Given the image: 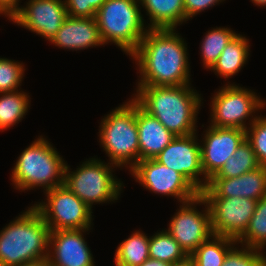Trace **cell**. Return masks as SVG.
Listing matches in <instances>:
<instances>
[{"instance_id": "obj_33", "label": "cell", "mask_w": 266, "mask_h": 266, "mask_svg": "<svg viewBox=\"0 0 266 266\" xmlns=\"http://www.w3.org/2000/svg\"><path fill=\"white\" fill-rule=\"evenodd\" d=\"M225 0H184L186 21Z\"/></svg>"}, {"instance_id": "obj_7", "label": "cell", "mask_w": 266, "mask_h": 266, "mask_svg": "<svg viewBox=\"0 0 266 266\" xmlns=\"http://www.w3.org/2000/svg\"><path fill=\"white\" fill-rule=\"evenodd\" d=\"M114 168L118 167L95 157L82 162L73 171L66 163L64 185L91 209L98 203L115 202L121 196L124 184L112 173Z\"/></svg>"}, {"instance_id": "obj_15", "label": "cell", "mask_w": 266, "mask_h": 266, "mask_svg": "<svg viewBox=\"0 0 266 266\" xmlns=\"http://www.w3.org/2000/svg\"><path fill=\"white\" fill-rule=\"evenodd\" d=\"M202 135L203 138L199 141L202 171L209 180L246 140V130L210 125Z\"/></svg>"}, {"instance_id": "obj_23", "label": "cell", "mask_w": 266, "mask_h": 266, "mask_svg": "<svg viewBox=\"0 0 266 266\" xmlns=\"http://www.w3.org/2000/svg\"><path fill=\"white\" fill-rule=\"evenodd\" d=\"M115 266H140L149 257V236L141 230L120 242L114 255Z\"/></svg>"}, {"instance_id": "obj_35", "label": "cell", "mask_w": 266, "mask_h": 266, "mask_svg": "<svg viewBox=\"0 0 266 266\" xmlns=\"http://www.w3.org/2000/svg\"><path fill=\"white\" fill-rule=\"evenodd\" d=\"M170 264L164 261L154 260L151 258H148L144 263H142L140 266H169Z\"/></svg>"}, {"instance_id": "obj_32", "label": "cell", "mask_w": 266, "mask_h": 266, "mask_svg": "<svg viewBox=\"0 0 266 266\" xmlns=\"http://www.w3.org/2000/svg\"><path fill=\"white\" fill-rule=\"evenodd\" d=\"M70 17L95 18L106 0H64Z\"/></svg>"}, {"instance_id": "obj_22", "label": "cell", "mask_w": 266, "mask_h": 266, "mask_svg": "<svg viewBox=\"0 0 266 266\" xmlns=\"http://www.w3.org/2000/svg\"><path fill=\"white\" fill-rule=\"evenodd\" d=\"M234 245L238 246L237 240L213 234L195 249L190 258L194 266H222Z\"/></svg>"}, {"instance_id": "obj_8", "label": "cell", "mask_w": 266, "mask_h": 266, "mask_svg": "<svg viewBox=\"0 0 266 266\" xmlns=\"http://www.w3.org/2000/svg\"><path fill=\"white\" fill-rule=\"evenodd\" d=\"M211 99L209 125L221 128L246 130L259 117L257 112L266 107L260 95L234 82L221 86Z\"/></svg>"}, {"instance_id": "obj_4", "label": "cell", "mask_w": 266, "mask_h": 266, "mask_svg": "<svg viewBox=\"0 0 266 266\" xmlns=\"http://www.w3.org/2000/svg\"><path fill=\"white\" fill-rule=\"evenodd\" d=\"M52 145L41 135L20 153L11 172V184L16 190L22 192L41 187L45 192L64 185L67 161Z\"/></svg>"}, {"instance_id": "obj_34", "label": "cell", "mask_w": 266, "mask_h": 266, "mask_svg": "<svg viewBox=\"0 0 266 266\" xmlns=\"http://www.w3.org/2000/svg\"><path fill=\"white\" fill-rule=\"evenodd\" d=\"M20 0H0V14L5 15L10 21L11 18L20 10Z\"/></svg>"}, {"instance_id": "obj_20", "label": "cell", "mask_w": 266, "mask_h": 266, "mask_svg": "<svg viewBox=\"0 0 266 266\" xmlns=\"http://www.w3.org/2000/svg\"><path fill=\"white\" fill-rule=\"evenodd\" d=\"M149 16V29H177L186 22L184 0H139Z\"/></svg>"}, {"instance_id": "obj_27", "label": "cell", "mask_w": 266, "mask_h": 266, "mask_svg": "<svg viewBox=\"0 0 266 266\" xmlns=\"http://www.w3.org/2000/svg\"><path fill=\"white\" fill-rule=\"evenodd\" d=\"M149 257L172 264L182 261L188 256L181 249L179 243L164 229L149 236Z\"/></svg>"}, {"instance_id": "obj_28", "label": "cell", "mask_w": 266, "mask_h": 266, "mask_svg": "<svg viewBox=\"0 0 266 266\" xmlns=\"http://www.w3.org/2000/svg\"><path fill=\"white\" fill-rule=\"evenodd\" d=\"M237 244L264 252L266 247V196L257 201L253 216Z\"/></svg>"}, {"instance_id": "obj_19", "label": "cell", "mask_w": 266, "mask_h": 266, "mask_svg": "<svg viewBox=\"0 0 266 266\" xmlns=\"http://www.w3.org/2000/svg\"><path fill=\"white\" fill-rule=\"evenodd\" d=\"M139 161L154 159L176 137L136 103Z\"/></svg>"}, {"instance_id": "obj_2", "label": "cell", "mask_w": 266, "mask_h": 266, "mask_svg": "<svg viewBox=\"0 0 266 266\" xmlns=\"http://www.w3.org/2000/svg\"><path fill=\"white\" fill-rule=\"evenodd\" d=\"M135 89L132 99L175 136L197 133V117L203 98L191 84L137 86Z\"/></svg>"}, {"instance_id": "obj_31", "label": "cell", "mask_w": 266, "mask_h": 266, "mask_svg": "<svg viewBox=\"0 0 266 266\" xmlns=\"http://www.w3.org/2000/svg\"><path fill=\"white\" fill-rule=\"evenodd\" d=\"M246 140L251 144L260 166H266V117H259L246 129Z\"/></svg>"}, {"instance_id": "obj_1", "label": "cell", "mask_w": 266, "mask_h": 266, "mask_svg": "<svg viewBox=\"0 0 266 266\" xmlns=\"http://www.w3.org/2000/svg\"><path fill=\"white\" fill-rule=\"evenodd\" d=\"M177 29H149L130 55L140 80L136 86H181L190 83L187 43Z\"/></svg>"}, {"instance_id": "obj_36", "label": "cell", "mask_w": 266, "mask_h": 266, "mask_svg": "<svg viewBox=\"0 0 266 266\" xmlns=\"http://www.w3.org/2000/svg\"><path fill=\"white\" fill-rule=\"evenodd\" d=\"M19 266H50V265H49L48 258H45V259H40V260H36L32 262H26Z\"/></svg>"}, {"instance_id": "obj_21", "label": "cell", "mask_w": 266, "mask_h": 266, "mask_svg": "<svg viewBox=\"0 0 266 266\" xmlns=\"http://www.w3.org/2000/svg\"><path fill=\"white\" fill-rule=\"evenodd\" d=\"M249 39L237 34L225 47L210 71L221 78H231L241 71L250 55Z\"/></svg>"}, {"instance_id": "obj_17", "label": "cell", "mask_w": 266, "mask_h": 266, "mask_svg": "<svg viewBox=\"0 0 266 266\" xmlns=\"http://www.w3.org/2000/svg\"><path fill=\"white\" fill-rule=\"evenodd\" d=\"M200 194L203 198L246 197L258 201L266 196V166L234 178H210Z\"/></svg>"}, {"instance_id": "obj_16", "label": "cell", "mask_w": 266, "mask_h": 266, "mask_svg": "<svg viewBox=\"0 0 266 266\" xmlns=\"http://www.w3.org/2000/svg\"><path fill=\"white\" fill-rule=\"evenodd\" d=\"M92 228L51 231L48 261L50 266H96L84 234Z\"/></svg>"}, {"instance_id": "obj_3", "label": "cell", "mask_w": 266, "mask_h": 266, "mask_svg": "<svg viewBox=\"0 0 266 266\" xmlns=\"http://www.w3.org/2000/svg\"><path fill=\"white\" fill-rule=\"evenodd\" d=\"M50 228L33 207L0 230V266H19L48 258Z\"/></svg>"}, {"instance_id": "obj_9", "label": "cell", "mask_w": 266, "mask_h": 266, "mask_svg": "<svg viewBox=\"0 0 266 266\" xmlns=\"http://www.w3.org/2000/svg\"><path fill=\"white\" fill-rule=\"evenodd\" d=\"M43 193L46 199L32 206L40 213L51 231L91 228L93 209L65 185Z\"/></svg>"}, {"instance_id": "obj_11", "label": "cell", "mask_w": 266, "mask_h": 266, "mask_svg": "<svg viewBox=\"0 0 266 266\" xmlns=\"http://www.w3.org/2000/svg\"><path fill=\"white\" fill-rule=\"evenodd\" d=\"M130 173L146 190L158 195L174 197L180 204L200 194L182 174L155 159L140 160Z\"/></svg>"}, {"instance_id": "obj_18", "label": "cell", "mask_w": 266, "mask_h": 266, "mask_svg": "<svg viewBox=\"0 0 266 266\" xmlns=\"http://www.w3.org/2000/svg\"><path fill=\"white\" fill-rule=\"evenodd\" d=\"M51 44L63 49L85 50L102 46L96 18L68 16L56 35L50 40Z\"/></svg>"}, {"instance_id": "obj_14", "label": "cell", "mask_w": 266, "mask_h": 266, "mask_svg": "<svg viewBox=\"0 0 266 266\" xmlns=\"http://www.w3.org/2000/svg\"><path fill=\"white\" fill-rule=\"evenodd\" d=\"M26 5L11 18L10 22L40 35L50 42L56 35L68 12L63 0H27Z\"/></svg>"}, {"instance_id": "obj_26", "label": "cell", "mask_w": 266, "mask_h": 266, "mask_svg": "<svg viewBox=\"0 0 266 266\" xmlns=\"http://www.w3.org/2000/svg\"><path fill=\"white\" fill-rule=\"evenodd\" d=\"M236 35L235 30L228 27H216L207 31L200 45V56L204 69L208 70L214 65L227 44Z\"/></svg>"}, {"instance_id": "obj_13", "label": "cell", "mask_w": 266, "mask_h": 266, "mask_svg": "<svg viewBox=\"0 0 266 266\" xmlns=\"http://www.w3.org/2000/svg\"><path fill=\"white\" fill-rule=\"evenodd\" d=\"M204 199L209 206L213 234L238 240L248 228L257 200L246 197Z\"/></svg>"}, {"instance_id": "obj_38", "label": "cell", "mask_w": 266, "mask_h": 266, "mask_svg": "<svg viewBox=\"0 0 266 266\" xmlns=\"http://www.w3.org/2000/svg\"><path fill=\"white\" fill-rule=\"evenodd\" d=\"M251 1L256 6L260 7L266 6V0H251Z\"/></svg>"}, {"instance_id": "obj_6", "label": "cell", "mask_w": 266, "mask_h": 266, "mask_svg": "<svg viewBox=\"0 0 266 266\" xmlns=\"http://www.w3.org/2000/svg\"><path fill=\"white\" fill-rule=\"evenodd\" d=\"M141 8L139 0H106L95 17L104 45L114 43L130 57L149 30Z\"/></svg>"}, {"instance_id": "obj_30", "label": "cell", "mask_w": 266, "mask_h": 266, "mask_svg": "<svg viewBox=\"0 0 266 266\" xmlns=\"http://www.w3.org/2000/svg\"><path fill=\"white\" fill-rule=\"evenodd\" d=\"M234 245L227 253L222 266H262L266 261V254L258 249H252L240 244Z\"/></svg>"}, {"instance_id": "obj_29", "label": "cell", "mask_w": 266, "mask_h": 266, "mask_svg": "<svg viewBox=\"0 0 266 266\" xmlns=\"http://www.w3.org/2000/svg\"><path fill=\"white\" fill-rule=\"evenodd\" d=\"M24 63L0 57V93L18 90L25 76Z\"/></svg>"}, {"instance_id": "obj_24", "label": "cell", "mask_w": 266, "mask_h": 266, "mask_svg": "<svg viewBox=\"0 0 266 266\" xmlns=\"http://www.w3.org/2000/svg\"><path fill=\"white\" fill-rule=\"evenodd\" d=\"M19 91V92H18ZM29 93L20 91L0 93V131L3 132L18 124L30 109Z\"/></svg>"}, {"instance_id": "obj_5", "label": "cell", "mask_w": 266, "mask_h": 266, "mask_svg": "<svg viewBox=\"0 0 266 266\" xmlns=\"http://www.w3.org/2000/svg\"><path fill=\"white\" fill-rule=\"evenodd\" d=\"M100 146L109 163L129 171L139 162L136 102L131 98L104 115L99 126Z\"/></svg>"}, {"instance_id": "obj_12", "label": "cell", "mask_w": 266, "mask_h": 266, "mask_svg": "<svg viewBox=\"0 0 266 266\" xmlns=\"http://www.w3.org/2000/svg\"><path fill=\"white\" fill-rule=\"evenodd\" d=\"M198 138L197 133L176 136L154 159L182 174L201 192L207 186L208 179L202 171Z\"/></svg>"}, {"instance_id": "obj_10", "label": "cell", "mask_w": 266, "mask_h": 266, "mask_svg": "<svg viewBox=\"0 0 266 266\" xmlns=\"http://www.w3.org/2000/svg\"><path fill=\"white\" fill-rule=\"evenodd\" d=\"M197 205H204V210H197ZM176 211L166 230L179 243L185 254L190 256L201 243L213 235L209 206L199 194L196 198L182 203Z\"/></svg>"}, {"instance_id": "obj_37", "label": "cell", "mask_w": 266, "mask_h": 266, "mask_svg": "<svg viewBox=\"0 0 266 266\" xmlns=\"http://www.w3.org/2000/svg\"><path fill=\"white\" fill-rule=\"evenodd\" d=\"M169 266H194V265L192 259L190 258V256H188L186 259L176 263H172Z\"/></svg>"}, {"instance_id": "obj_25", "label": "cell", "mask_w": 266, "mask_h": 266, "mask_svg": "<svg viewBox=\"0 0 266 266\" xmlns=\"http://www.w3.org/2000/svg\"><path fill=\"white\" fill-rule=\"evenodd\" d=\"M260 167L251 144L245 140L211 178H234Z\"/></svg>"}]
</instances>
